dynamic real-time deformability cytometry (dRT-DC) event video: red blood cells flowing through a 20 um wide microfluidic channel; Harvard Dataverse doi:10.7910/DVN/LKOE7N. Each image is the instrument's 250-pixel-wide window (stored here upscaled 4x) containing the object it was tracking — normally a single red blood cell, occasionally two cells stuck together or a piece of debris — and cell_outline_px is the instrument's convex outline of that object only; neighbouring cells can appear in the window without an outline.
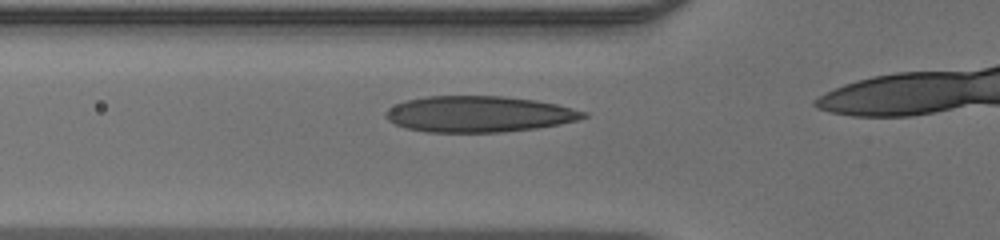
{"species": "human", "species_latin": "Homo sapiens", "temperature_condition": "warm", "stored_images_in_passage": 17, "camera_frame_rate_fps": 3000, "um_per_image_px": 0.085, "donor": {"sex": "male"}, "frame": {"image": 1, "passage_image": 7, "time_ms": 2.0, "image_size_px": [1000, 240], "cell_outline_px": [[588, 116], [580, 120], [560, 124], [536, 128], [504, 132], [424, 132], [404, 128], [388, 120], [384, 116], [384, 112], [388, 108], [396, 104], [408, 100], [428, 96], [500, 96], [536, 100], [556, 104], [588, 112]], "centroid_in_image_um": [40.71, 9.7], "position_along_channel_um": 85.1, "area_um2": 41.73}}
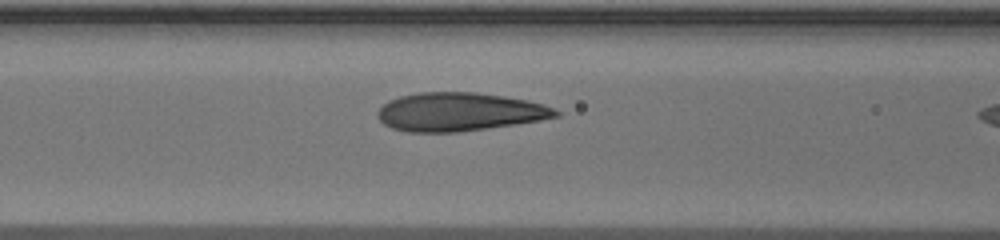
{"frame": {"image": 2, "passage_image": 10, "time_ms": 3.0, "image_size_px": [1000, 240], "cell_outline_px": [[560, 116], [540, 120], [516, 124], [488, 128], [456, 132], [408, 132], [392, 128], [384, 124], [376, 116], [376, 112], [388, 100], [400, 96], [420, 92], [476, 92], [504, 96], [528, 100], [544, 104], [560, 112]], "centroid_in_image_um": [39.04, 9.5], "position_along_channel_um": 127.6, "area_um2": 40.0}}
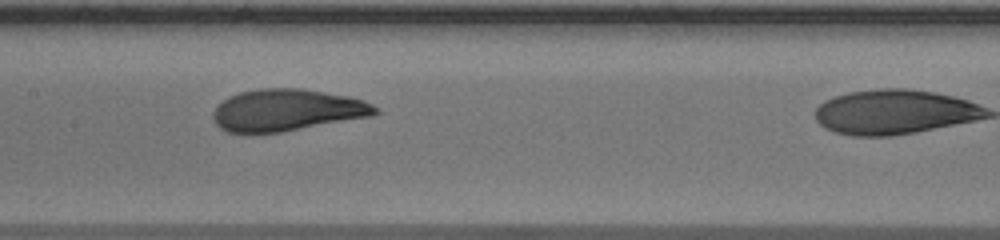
{"frame": {"image": 3, "passage_image": 14, "time_ms": 4.333, "image_size_px": [1000, 240], "cell_outline_px": [[380, 112], [372, 116], [280, 132], [228, 132], [220, 128], [216, 124], [212, 116], [212, 112], [228, 96], [240, 92], [260, 88], [300, 88], [348, 96], [364, 100], [380, 108]], "centroid_in_image_um": [24.41, 9.35], "position_along_channel_um": 183.0, "area_um2": 39.36}}